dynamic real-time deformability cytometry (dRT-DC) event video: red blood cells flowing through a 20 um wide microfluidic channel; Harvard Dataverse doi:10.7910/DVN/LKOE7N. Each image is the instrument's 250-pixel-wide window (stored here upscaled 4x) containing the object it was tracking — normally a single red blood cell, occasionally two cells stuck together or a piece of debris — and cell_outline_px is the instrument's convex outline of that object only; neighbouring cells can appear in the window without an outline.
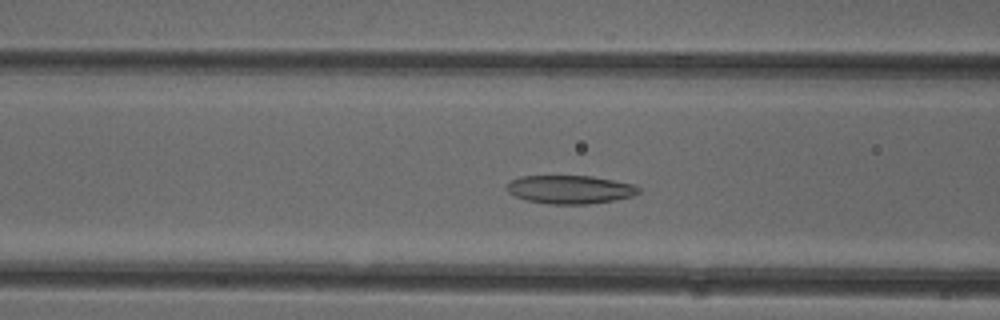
{"species": "common noctule bat (a hibernating species)", "species_latin": "Nyctalus noctula", "temperature_condition": "cold", "stored_images_in_passage": 49, "camera_frame_rate_fps": 3000, "um_per_image_px": 0.085, "animal": {"sex": "female"}, "frame": {"image": 1, "passage_image": 18, "time_ms": 5.667, "image_size_px": [1000, 320], "cell_outline_px": [[640, 192], [632, 196], [616, 200], [588, 204], [548, 204], [528, 200], [516, 196], [508, 192], [504, 188], [512, 180], [520, 176], [592, 176], [632, 184], [640, 188]], "centroid_in_image_um": [48.45, 16.11], "position_along_channel_um": 118.2, "area_um2": 21.73}}
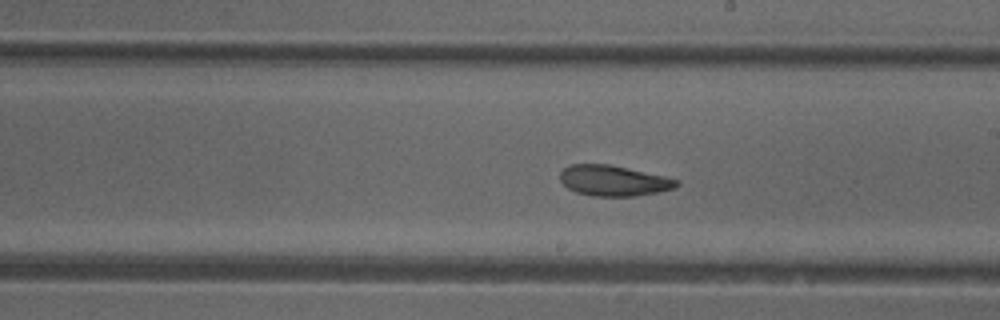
{"frame": {"image": 2, "passage_image": 27, "time_ms": 8.667, "image_size_px": [1000, 320], "cell_outline_px": [[680, 184], [676, 188], [636, 196], [592, 196], [576, 192], [568, 188], [560, 180], [560, 172], [568, 164], [608, 164], [664, 176], [680, 180]], "centroid_in_image_um": [52.15, 15.36], "position_along_channel_um": 236.8, "area_um2": 20.75}}
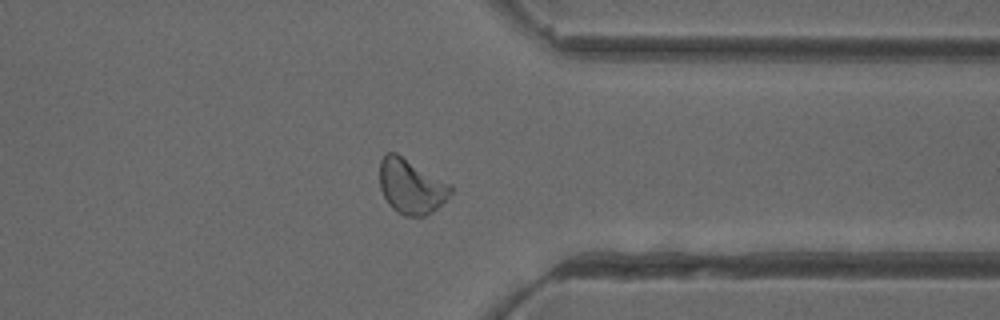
{"frame": {"image": 3, "passage_image": 38, "time_ms": 12.333, "image_size_px": [1000, 320], "cell_outline_px": [[452, 192], [432, 212], [424, 216], [404, 216], [392, 208], [388, 204], [380, 188], [380, 160], [384, 152], [396, 152], [452, 184]], "centroid_in_image_um": [34.93, 15.82], "position_along_channel_um": 376.5, "area_um2": 22.77}, "authors_computed_cell_mechanics": {"area_um2": 22.4842, "velocity_mm_per_s": 3.9625, "shape_relaxation_time_tau1_ms": 6.7225, "shape_relaxation_time_tau2_ms": 2.105, "deformation_change_tau1": 0.141, "deformation_change_tau2": 0.0696}}